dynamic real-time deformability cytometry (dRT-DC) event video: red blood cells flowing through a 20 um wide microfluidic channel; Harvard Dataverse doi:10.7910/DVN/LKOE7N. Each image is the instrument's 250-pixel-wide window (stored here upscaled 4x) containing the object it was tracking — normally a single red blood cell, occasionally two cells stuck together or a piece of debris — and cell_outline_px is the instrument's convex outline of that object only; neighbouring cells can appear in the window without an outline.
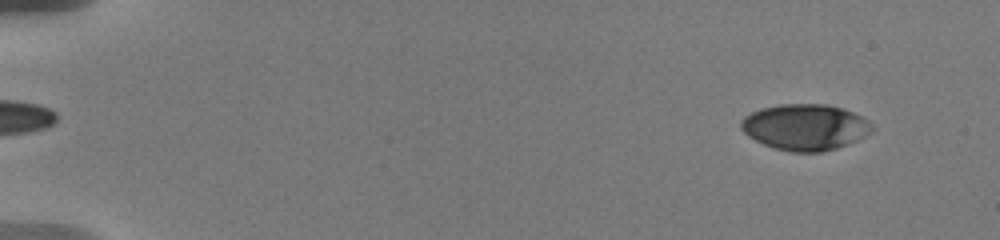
{"species": "human", "species_latin": "Homo sapiens", "temperature_condition": "warm", "stored_images_in_passage": 37, "camera_frame_rate_fps": 3000, "um_per_image_px": 0.085, "donor": {"sex": "male"}, "frame": {"image": 1, "passage_image": 1, "time_ms": 0.0, "image_size_px": [1000, 240], "cell_outline_px": [[876, 128], [872, 132], [848, 144], [836, 148], [820, 152], [792, 152], [776, 148], [764, 144], [748, 136], [740, 128], [740, 120], [744, 116], [760, 108], [780, 104], [828, 104], [844, 108], [868, 120]], "centroid_in_image_um": [68.44, 10.79], "position_along_channel_um": 16.6, "area_um2": 35.32}}
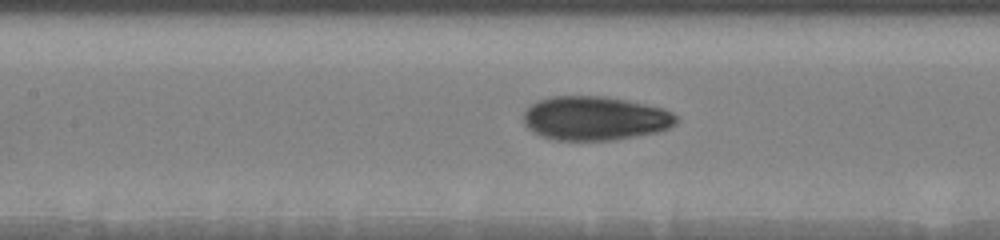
{"frame": {"image": 2, "passage_image": 15, "time_ms": 7.667, "image_size_px": [1000, 240], "cell_outline_px": [[676, 124], [668, 128], [656, 132], [636, 136], [612, 140], [556, 140], [544, 136], [528, 128], [524, 124], [524, 112], [536, 100], [552, 96], [604, 96], [628, 100], [664, 108], [672, 112], [676, 116]], "centroid_in_image_um": [50.58, 10.04], "position_along_channel_um": 156.8, "area_um2": 39.07}}
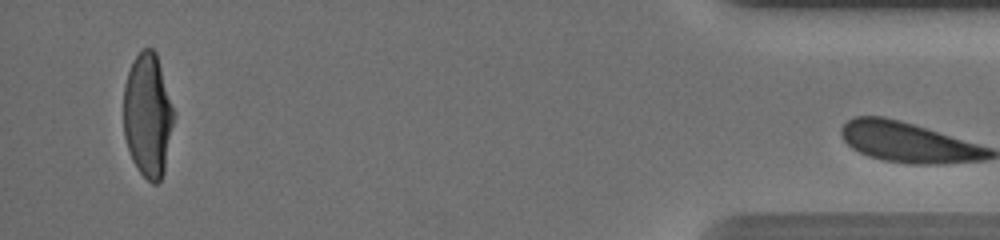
{"frame": {"image": 3, "passage_image": 36, "time_ms": 16.667, "image_size_px": [1000, 240], "cell_outline_px": [[176, 116], [164, 172], [160, 180], [156, 184], [152, 184], [136, 168], [132, 160], [124, 136], [124, 84], [128, 72], [136, 56], [144, 48], [152, 48], [156, 52]], "centroid_in_image_um": [12.58, 9.83], "position_along_channel_um": 422.6, "area_um2": 36.47}, "authors_computed_cell_mechanics": {"area_um2": 37.7434, "velocity_mm_per_s": 3.656, "shape_relaxation_time_tau1_ms": 5.1056, "shape_relaxation_time_tau2_ms": 1.2865, "deformation_change_tau1": 0.2107, "deformation_change_tau2": 0.0604}}